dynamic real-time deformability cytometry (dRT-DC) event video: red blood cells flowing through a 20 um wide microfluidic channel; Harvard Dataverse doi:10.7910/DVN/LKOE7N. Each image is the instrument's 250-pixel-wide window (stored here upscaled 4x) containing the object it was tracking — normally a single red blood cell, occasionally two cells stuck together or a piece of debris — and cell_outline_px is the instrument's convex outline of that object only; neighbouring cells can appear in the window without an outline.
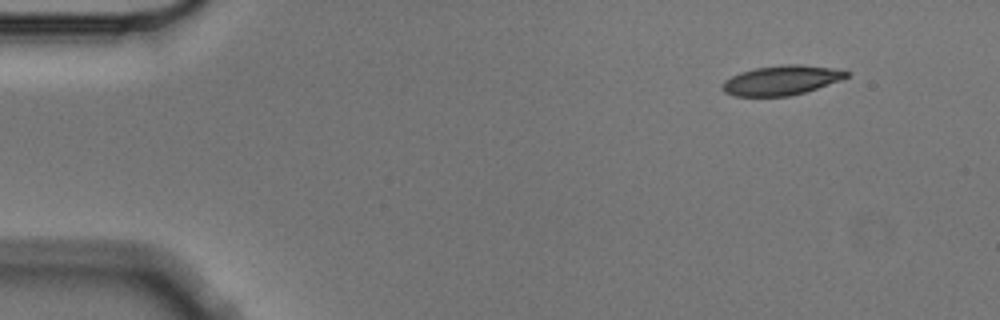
{"species": "Egyptian fruit bat (a non-hibernating species)", "species_latin": "Rousettus aegyptiacus", "temperature_condition": "cold", "stored_images_in_passage": 3, "camera_frame_rate_fps": 3000, "um_per_image_px": 0.085, "animal": {"sex": "male"}, "frame": {"image": 1, "passage_image": 1, "time_ms": 0.0, "image_size_px": [1000, 320], "cell_outline_px": [[852, 72], [848, 76], [840, 80], [804, 92], [788, 96], [732, 96], [724, 92], [720, 88], [720, 84], [724, 80], [740, 72], [756, 68], [784, 64], [800, 64], [828, 68]], "centroid_in_image_um": [66.35, 6.83], "position_along_channel_um": 18.7, "area_um2": 21.27}}
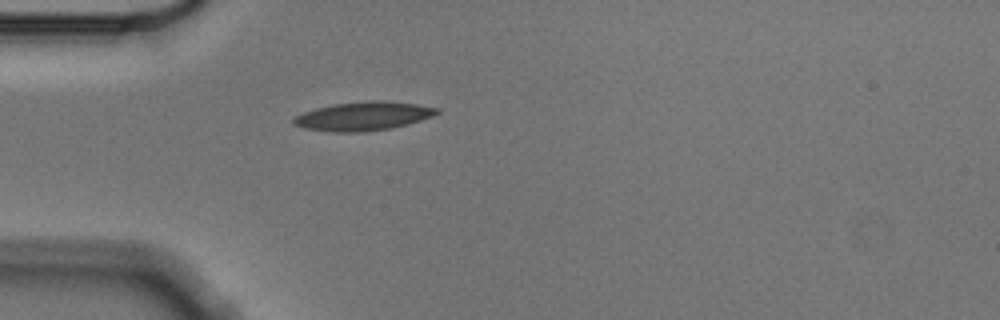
{"frame": {"image": 2, "passage_image": 3, "time_ms": 0.667, "image_size_px": [1000, 320], "cell_outline_px": [[440, 112], [432, 116], [408, 124], [388, 128], [360, 132], [328, 132], [304, 128], [292, 124], [292, 120], [296, 116], [304, 112], [316, 108], [336, 104], [368, 100], [384, 100], [416, 104], [440, 108]], "centroid_in_image_um": [30.87, 9.87], "position_along_channel_um": 54.1, "area_um2": 23.93}}